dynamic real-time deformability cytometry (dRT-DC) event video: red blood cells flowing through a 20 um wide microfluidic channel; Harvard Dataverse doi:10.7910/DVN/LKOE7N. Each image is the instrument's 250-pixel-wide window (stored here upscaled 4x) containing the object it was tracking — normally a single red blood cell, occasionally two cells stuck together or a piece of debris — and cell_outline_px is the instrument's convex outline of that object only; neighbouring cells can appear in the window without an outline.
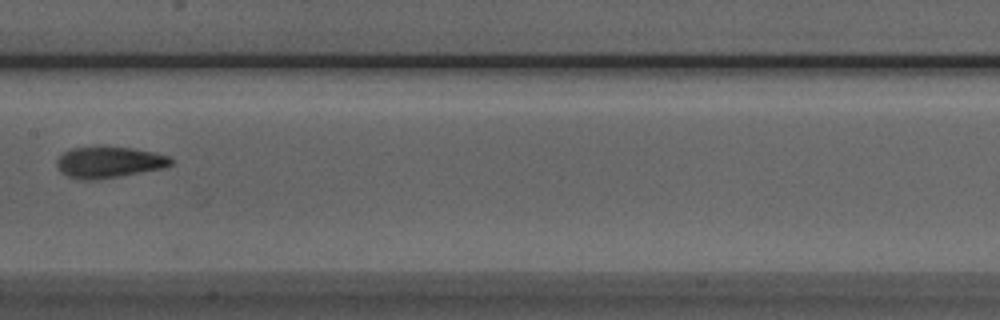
{"species": "Egyptian fruit bat (a non-hibernating species)", "species_latin": "Rousettus aegyptiacus", "temperature_condition": "room temperature", "stored_images_in_passage": 8, "camera_frame_rate_fps": 3000, "um_per_image_px": 0.085, "animal": {"sex": "male"}, "frame": {"image": 1, "passage_image": 7, "time_ms": 7.667, "image_size_px": [1000, 320], "cell_outline_px": [[172, 164], [164, 168], [120, 176], [92, 180], [88, 180], [68, 176], [60, 172], [56, 164], [56, 160], [64, 152], [72, 148], [96, 144], [104, 144], [132, 148], [152, 152], [168, 156], [172, 160]], "centroid_in_image_um": [9.23, 13.74], "position_along_channel_um": 198.2, "area_um2": 21.21}}
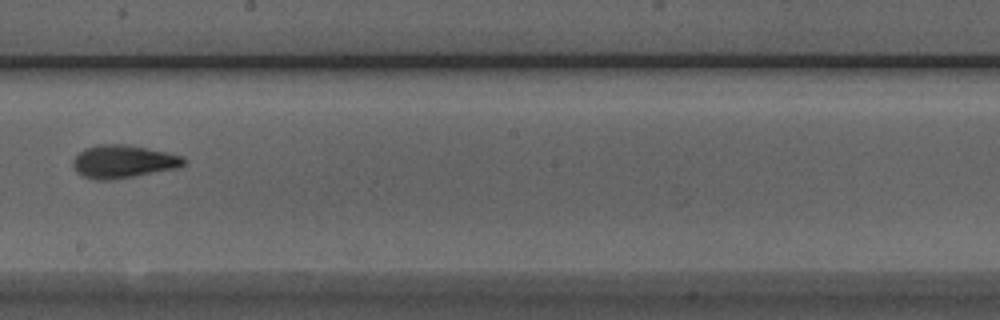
{"frame": {"image": 2, "passage_image": 8, "time_ms": 8.667, "image_size_px": [1000, 320], "cell_outline_px": [[188, 160], [180, 168], [136, 176], [112, 180], [96, 180], [84, 176], [76, 172], [72, 164], [72, 160], [84, 148], [96, 144], [124, 144], [168, 152], [184, 156]], "centroid_in_image_um": [10.51, 13.73], "position_along_channel_um": 237.7, "area_um2": 21.62}}